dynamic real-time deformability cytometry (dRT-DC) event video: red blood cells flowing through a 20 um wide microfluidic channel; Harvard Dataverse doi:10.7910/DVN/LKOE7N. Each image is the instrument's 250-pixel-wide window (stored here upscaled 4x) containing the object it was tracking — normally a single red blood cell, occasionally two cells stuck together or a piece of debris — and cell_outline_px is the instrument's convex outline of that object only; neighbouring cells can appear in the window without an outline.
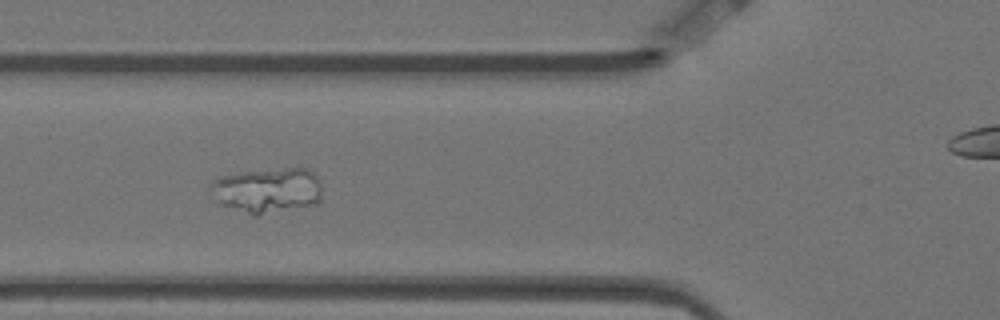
{"species": "Egyptian fruit bat (a non-hibernating species)", "species_latin": "Rousettus aegyptiacus", "temperature_condition": "warm", "stored_images_in_passage": 17, "camera_frame_rate_fps": 3000, "um_per_image_px": 0.085, "animal": {"sex": "female"}, "frame": {"image": 1, "passage_image": 6, "time_ms": 1.667, "image_size_px": [1000, 320], "cell_outline_px": [[320, 200], [316, 204], [256, 216], [252, 216], [220, 204], [208, 192], [208, 188], [212, 180], [216, 176], [240, 172], [284, 168], [304, 168], [312, 172], [316, 176], [320, 188]], "centroid_in_image_um": [22.64, 16.18], "position_along_channel_um": 103.2, "area_um2": 29.77}}
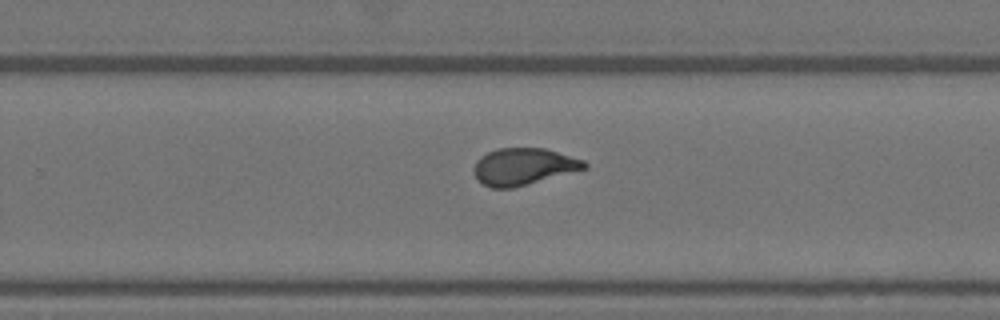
{"frame": {"image": 2, "passage_image": 11, "time_ms": 3.333, "image_size_px": [1000, 320], "cell_outline_px": [[588, 168], [512, 188], [492, 188], [484, 184], [472, 172], [472, 168], [476, 160], [480, 156], [496, 148], [544, 148], [584, 160], [588, 164]], "centroid_in_image_um": [44.48, 14.15], "position_along_channel_um": 285.3, "area_um2": 23.7}}
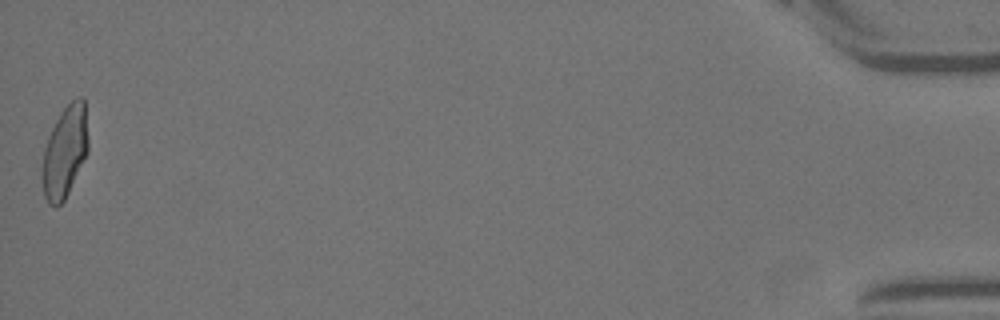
{"frame": {"image": 3, "passage_image": 17, "time_ms": 5.333, "image_size_px": [1000, 320], "cell_outline_px": [[88, 152], [64, 200], [56, 208], [48, 204], [44, 196], [40, 176], [44, 148], [48, 136], [60, 112], [76, 96], [84, 96], [88, 136]], "centroid_in_image_um": [5.49, 12.9], "position_along_channel_um": 429.7, "area_um2": 24.91}}